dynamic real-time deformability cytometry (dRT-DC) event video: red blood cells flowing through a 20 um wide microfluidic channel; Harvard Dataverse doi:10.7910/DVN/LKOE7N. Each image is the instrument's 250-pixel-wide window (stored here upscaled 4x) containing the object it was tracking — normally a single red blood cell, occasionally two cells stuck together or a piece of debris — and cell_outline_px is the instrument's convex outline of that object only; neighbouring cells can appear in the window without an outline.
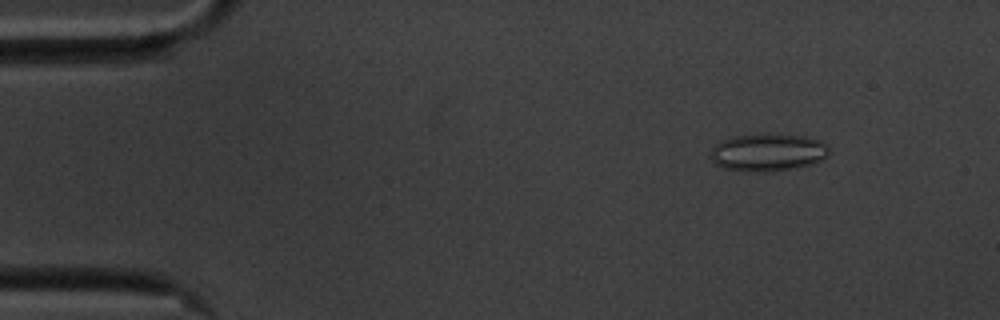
{"species": "common noctule bat (a hibernating species)", "species_latin": "Nyctalus noctula", "temperature_condition": "cold", "stored_images_in_passage": 57, "camera_frame_rate_fps": 3000, "um_per_image_px": 0.085, "animal": {"sex": "male", "body_mass_g": 20.1, "forearm_length_mm": 53.5}, "frame": {"image": 1, "passage_image": 7, "time_ms": 2.0, "image_size_px": [1000, 320], "cell_outline_px": [[828, 156], [812, 164], [796, 168], [772, 172], [744, 172], [724, 168], [716, 164], [708, 156], [712, 148], [720, 140], [732, 136], [808, 136], [820, 140], [828, 144]], "centroid_in_image_um": [65.25, 13.0], "position_along_channel_um": 19.7, "area_um2": 25.84}}
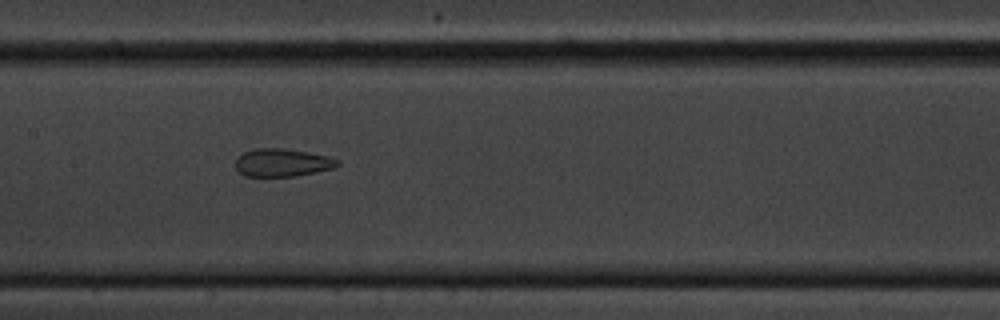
{"frame": {"image": 2, "passage_image": 28, "time_ms": 9.0, "image_size_px": [1000, 320], "cell_outline_px": [[340, 164], [332, 168], [296, 176], [244, 176], [236, 168], [236, 156], [244, 152], [256, 148], [284, 148], [308, 152], [328, 156], [340, 160]], "centroid_in_image_um": [23.98, 13.81], "position_along_channel_um": 183.4, "area_um2": 16.59}}
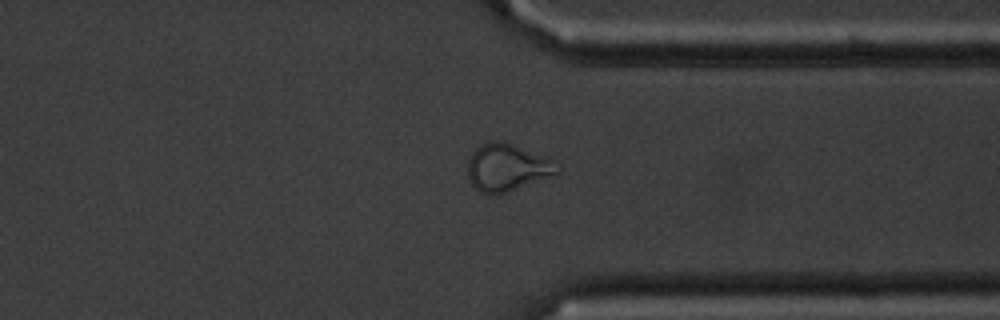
{"frame": {"image": 3, "passage_image": 44, "time_ms": 14.333, "image_size_px": [1000, 320], "cell_outline_px": [[560, 172], [508, 192], [488, 196], [480, 192], [472, 184], [468, 176], [468, 156], [480, 144], [488, 140], [504, 140], [548, 160], [560, 168]], "centroid_in_image_um": [43.0, 14.24], "position_along_channel_um": 368.4, "area_um2": 24.39}, "authors_computed_cell_mechanics": {"area_um2": 22.9466, "velocity_mm_per_s": 3.4971, "shape_relaxation_time_tau1_ms": null, "shape_relaxation_time_tau2_ms": 2.4511, "deformation_change_tau1": null, "deformation_change_tau2": 0.0977}}